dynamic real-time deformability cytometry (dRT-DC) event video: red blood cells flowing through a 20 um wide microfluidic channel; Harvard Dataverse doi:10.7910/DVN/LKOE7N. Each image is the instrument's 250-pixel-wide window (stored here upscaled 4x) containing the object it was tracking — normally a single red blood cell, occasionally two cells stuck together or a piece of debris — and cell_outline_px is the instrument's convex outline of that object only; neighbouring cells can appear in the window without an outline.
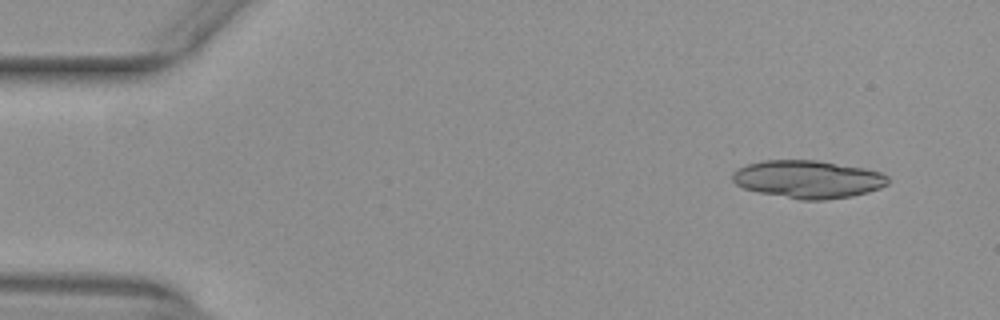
{"species": "common noctule bat (a hibernating species)", "species_latin": "Nyctalus noctula", "temperature_condition": "warm", "stored_images_in_passage": 7, "camera_frame_rate_fps": 3000, "um_per_image_px": 0.085, "animal": {"sex": "female", "body_mass_g": 29.2, "forearm_length_mm": 56.3}, "frame": {"image": 1, "passage_image": 1, "time_ms": 0.0, "image_size_px": [1000, 320], "cell_outline_px": [[888, 184], [880, 188], [868, 192], [852, 196], [824, 200], [800, 200], [756, 192], [744, 188], [736, 184], [732, 180], [732, 172], [748, 164], [764, 160], [816, 160], [864, 168], [880, 172], [888, 176]], "centroid_in_image_um": [68.67, 15.24], "position_along_channel_um": 16.3, "area_um2": 34.33}}